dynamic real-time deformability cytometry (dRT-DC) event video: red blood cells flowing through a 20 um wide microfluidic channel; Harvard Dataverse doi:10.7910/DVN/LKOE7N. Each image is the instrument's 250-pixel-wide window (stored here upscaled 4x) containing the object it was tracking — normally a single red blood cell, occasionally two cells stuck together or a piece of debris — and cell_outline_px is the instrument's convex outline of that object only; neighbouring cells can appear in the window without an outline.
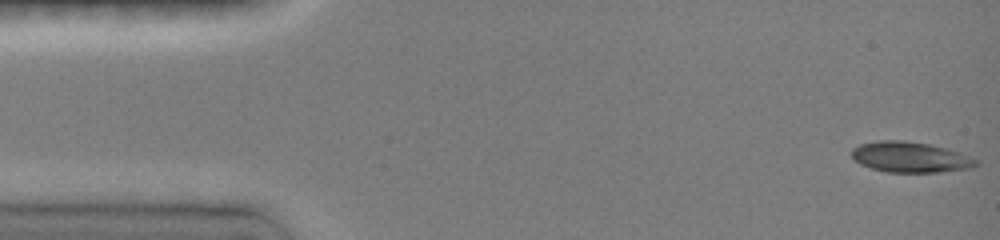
{"species": "common noctule bat (a hibernating species)", "species_latin": "Nyctalus noctula", "temperature_condition": "room temperature", "stored_images_in_passage": 10, "camera_frame_rate_fps": 3000, "um_per_image_px": 0.085, "animal": {"sex": "female", "body_mass_g": 19.0, "forearm_length_mm": 51.5}, "frame": {"image": 1, "passage_image": 1, "time_ms": 0.0, "image_size_px": [1000, 240], "cell_outline_px": [[980, 164], [972, 168], [940, 172], [884, 172], [860, 164], [852, 156], [852, 148], [860, 144], [876, 140], [904, 140], [928, 144], [948, 148], [960, 152], [980, 160]], "centroid_in_image_um": [77.42, 13.35], "position_along_channel_um": 7.6, "area_um2": 22.43}}